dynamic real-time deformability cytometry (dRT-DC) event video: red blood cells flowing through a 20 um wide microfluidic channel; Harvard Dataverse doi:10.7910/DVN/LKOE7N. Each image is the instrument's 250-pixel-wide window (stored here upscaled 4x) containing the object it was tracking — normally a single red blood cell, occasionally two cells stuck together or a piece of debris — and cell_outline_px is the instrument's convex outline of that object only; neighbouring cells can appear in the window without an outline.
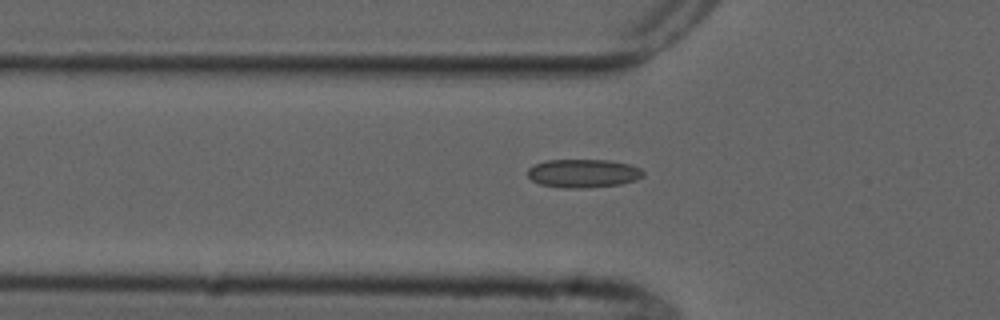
{"species": "common noctule bat (a hibernating species)", "species_latin": "Nyctalus noctula", "temperature_condition": "cold", "stored_images_in_passage": 2, "camera_frame_rate_fps": 3000, "um_per_image_px": 0.085, "animal": {"sex": "male", "forearm_length_mm": 52.5}, "frame": {"image": 1, "passage_image": 2, "time_ms": 2.0, "image_size_px": [1000, 320], "cell_outline_px": [[644, 176], [636, 180], [620, 184], [588, 188], [560, 188], [540, 184], [532, 180], [528, 176], [528, 168], [532, 164], [548, 160], [608, 160], [628, 164], [640, 168], [644, 172]], "centroid_in_image_um": [49.56, 14.74], "position_along_channel_um": 76.2, "area_um2": 19.31}}